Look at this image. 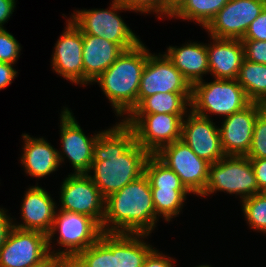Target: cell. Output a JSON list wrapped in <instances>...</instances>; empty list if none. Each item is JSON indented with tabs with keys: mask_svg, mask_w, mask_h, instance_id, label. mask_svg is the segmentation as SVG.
Instances as JSON below:
<instances>
[{
	"mask_svg": "<svg viewBox=\"0 0 266 267\" xmlns=\"http://www.w3.org/2000/svg\"><path fill=\"white\" fill-rule=\"evenodd\" d=\"M149 156L135 141L133 129L121 120L99 134L88 176L107 198L144 174Z\"/></svg>",
	"mask_w": 266,
	"mask_h": 267,
	"instance_id": "cell-1",
	"label": "cell"
},
{
	"mask_svg": "<svg viewBox=\"0 0 266 267\" xmlns=\"http://www.w3.org/2000/svg\"><path fill=\"white\" fill-rule=\"evenodd\" d=\"M159 217L148 177L142 174L105 198L103 233L151 234Z\"/></svg>",
	"mask_w": 266,
	"mask_h": 267,
	"instance_id": "cell-2",
	"label": "cell"
},
{
	"mask_svg": "<svg viewBox=\"0 0 266 267\" xmlns=\"http://www.w3.org/2000/svg\"><path fill=\"white\" fill-rule=\"evenodd\" d=\"M151 54L142 41L124 50L116 61L93 83L101 87L117 117L124 120L138 105L140 80L148 56ZM127 114V115H126Z\"/></svg>",
	"mask_w": 266,
	"mask_h": 267,
	"instance_id": "cell-3",
	"label": "cell"
},
{
	"mask_svg": "<svg viewBox=\"0 0 266 267\" xmlns=\"http://www.w3.org/2000/svg\"><path fill=\"white\" fill-rule=\"evenodd\" d=\"M149 234L102 233L91 246L80 252L69 267H142L153 249L145 242Z\"/></svg>",
	"mask_w": 266,
	"mask_h": 267,
	"instance_id": "cell-4",
	"label": "cell"
},
{
	"mask_svg": "<svg viewBox=\"0 0 266 267\" xmlns=\"http://www.w3.org/2000/svg\"><path fill=\"white\" fill-rule=\"evenodd\" d=\"M56 233L58 234L57 244L59 247L61 245V249L57 251L52 250L51 244ZM102 233L101 226L88 215L58 208L52 228L47 235L49 252L64 258L69 263L80 252L93 245Z\"/></svg>",
	"mask_w": 266,
	"mask_h": 267,
	"instance_id": "cell-5",
	"label": "cell"
},
{
	"mask_svg": "<svg viewBox=\"0 0 266 267\" xmlns=\"http://www.w3.org/2000/svg\"><path fill=\"white\" fill-rule=\"evenodd\" d=\"M250 103L236 79L202 80L192 85L190 109L204 118L210 119V113L227 117L243 110Z\"/></svg>",
	"mask_w": 266,
	"mask_h": 267,
	"instance_id": "cell-6",
	"label": "cell"
},
{
	"mask_svg": "<svg viewBox=\"0 0 266 267\" xmlns=\"http://www.w3.org/2000/svg\"><path fill=\"white\" fill-rule=\"evenodd\" d=\"M109 9L76 10L69 17L82 34L100 36L117 43L123 50L138 45L141 40L119 16V11H129L122 3L112 0Z\"/></svg>",
	"mask_w": 266,
	"mask_h": 267,
	"instance_id": "cell-7",
	"label": "cell"
},
{
	"mask_svg": "<svg viewBox=\"0 0 266 267\" xmlns=\"http://www.w3.org/2000/svg\"><path fill=\"white\" fill-rule=\"evenodd\" d=\"M217 191L235 194L241 201L261 193L256 182L251 161L246 156H225L210 164L207 186L201 197Z\"/></svg>",
	"mask_w": 266,
	"mask_h": 267,
	"instance_id": "cell-8",
	"label": "cell"
},
{
	"mask_svg": "<svg viewBox=\"0 0 266 267\" xmlns=\"http://www.w3.org/2000/svg\"><path fill=\"white\" fill-rule=\"evenodd\" d=\"M187 114H129L123 120L135 133V141L150 155L181 140L182 119Z\"/></svg>",
	"mask_w": 266,
	"mask_h": 267,
	"instance_id": "cell-9",
	"label": "cell"
},
{
	"mask_svg": "<svg viewBox=\"0 0 266 267\" xmlns=\"http://www.w3.org/2000/svg\"><path fill=\"white\" fill-rule=\"evenodd\" d=\"M154 155L179 176L190 193L200 196L204 192L210 163L199 158L182 140L162 147Z\"/></svg>",
	"mask_w": 266,
	"mask_h": 267,
	"instance_id": "cell-10",
	"label": "cell"
},
{
	"mask_svg": "<svg viewBox=\"0 0 266 267\" xmlns=\"http://www.w3.org/2000/svg\"><path fill=\"white\" fill-rule=\"evenodd\" d=\"M61 150H58L60 165L67 158L74 168L73 174H88L93 162V146L100 131L86 136L73 116L72 110L63 107L60 114Z\"/></svg>",
	"mask_w": 266,
	"mask_h": 267,
	"instance_id": "cell-11",
	"label": "cell"
},
{
	"mask_svg": "<svg viewBox=\"0 0 266 267\" xmlns=\"http://www.w3.org/2000/svg\"><path fill=\"white\" fill-rule=\"evenodd\" d=\"M60 209L88 215L100 226L105 198L88 174H69L60 186Z\"/></svg>",
	"mask_w": 266,
	"mask_h": 267,
	"instance_id": "cell-12",
	"label": "cell"
},
{
	"mask_svg": "<svg viewBox=\"0 0 266 267\" xmlns=\"http://www.w3.org/2000/svg\"><path fill=\"white\" fill-rule=\"evenodd\" d=\"M265 6L266 0H229L204 29L209 37L241 40Z\"/></svg>",
	"mask_w": 266,
	"mask_h": 267,
	"instance_id": "cell-13",
	"label": "cell"
},
{
	"mask_svg": "<svg viewBox=\"0 0 266 267\" xmlns=\"http://www.w3.org/2000/svg\"><path fill=\"white\" fill-rule=\"evenodd\" d=\"M192 86L165 54H150L142 72L138 104L157 93H191Z\"/></svg>",
	"mask_w": 266,
	"mask_h": 267,
	"instance_id": "cell-14",
	"label": "cell"
},
{
	"mask_svg": "<svg viewBox=\"0 0 266 267\" xmlns=\"http://www.w3.org/2000/svg\"><path fill=\"white\" fill-rule=\"evenodd\" d=\"M49 253L45 233L13 227L0 249V267H30Z\"/></svg>",
	"mask_w": 266,
	"mask_h": 267,
	"instance_id": "cell-15",
	"label": "cell"
},
{
	"mask_svg": "<svg viewBox=\"0 0 266 267\" xmlns=\"http://www.w3.org/2000/svg\"><path fill=\"white\" fill-rule=\"evenodd\" d=\"M181 140L199 158L210 164L226 156L221 146L219 127L212 119L196 115L192 111L182 119Z\"/></svg>",
	"mask_w": 266,
	"mask_h": 267,
	"instance_id": "cell-16",
	"label": "cell"
},
{
	"mask_svg": "<svg viewBox=\"0 0 266 267\" xmlns=\"http://www.w3.org/2000/svg\"><path fill=\"white\" fill-rule=\"evenodd\" d=\"M66 26L54 45L51 60L53 72L76 85H83V36L67 18Z\"/></svg>",
	"mask_w": 266,
	"mask_h": 267,
	"instance_id": "cell-17",
	"label": "cell"
},
{
	"mask_svg": "<svg viewBox=\"0 0 266 267\" xmlns=\"http://www.w3.org/2000/svg\"><path fill=\"white\" fill-rule=\"evenodd\" d=\"M261 111V103L251 102L243 110L224 117L219 131L221 146L226 156H246L248 154L256 118Z\"/></svg>",
	"mask_w": 266,
	"mask_h": 267,
	"instance_id": "cell-18",
	"label": "cell"
},
{
	"mask_svg": "<svg viewBox=\"0 0 266 267\" xmlns=\"http://www.w3.org/2000/svg\"><path fill=\"white\" fill-rule=\"evenodd\" d=\"M31 186L23 196L21 205L22 223L13 222V227L21 230L40 231L48 235L52 228L58 206L51 194L41 186Z\"/></svg>",
	"mask_w": 266,
	"mask_h": 267,
	"instance_id": "cell-19",
	"label": "cell"
},
{
	"mask_svg": "<svg viewBox=\"0 0 266 267\" xmlns=\"http://www.w3.org/2000/svg\"><path fill=\"white\" fill-rule=\"evenodd\" d=\"M210 38L212 42L206 44L210 75L214 79H237L244 60L241 40Z\"/></svg>",
	"mask_w": 266,
	"mask_h": 267,
	"instance_id": "cell-20",
	"label": "cell"
},
{
	"mask_svg": "<svg viewBox=\"0 0 266 267\" xmlns=\"http://www.w3.org/2000/svg\"><path fill=\"white\" fill-rule=\"evenodd\" d=\"M83 36V85L92 84L124 51L117 43L100 36Z\"/></svg>",
	"mask_w": 266,
	"mask_h": 267,
	"instance_id": "cell-21",
	"label": "cell"
},
{
	"mask_svg": "<svg viewBox=\"0 0 266 267\" xmlns=\"http://www.w3.org/2000/svg\"><path fill=\"white\" fill-rule=\"evenodd\" d=\"M24 146L20 161L25 169V174L31 177L43 178L58 171L60 161L58 150L54 148L46 138H34L28 134H22Z\"/></svg>",
	"mask_w": 266,
	"mask_h": 267,
	"instance_id": "cell-22",
	"label": "cell"
},
{
	"mask_svg": "<svg viewBox=\"0 0 266 267\" xmlns=\"http://www.w3.org/2000/svg\"><path fill=\"white\" fill-rule=\"evenodd\" d=\"M166 57L192 86L209 73L206 44L190 41L182 46H169Z\"/></svg>",
	"mask_w": 266,
	"mask_h": 267,
	"instance_id": "cell-23",
	"label": "cell"
},
{
	"mask_svg": "<svg viewBox=\"0 0 266 267\" xmlns=\"http://www.w3.org/2000/svg\"><path fill=\"white\" fill-rule=\"evenodd\" d=\"M190 107L191 93H157L144 98L130 114H188Z\"/></svg>",
	"mask_w": 266,
	"mask_h": 267,
	"instance_id": "cell-24",
	"label": "cell"
},
{
	"mask_svg": "<svg viewBox=\"0 0 266 267\" xmlns=\"http://www.w3.org/2000/svg\"><path fill=\"white\" fill-rule=\"evenodd\" d=\"M251 102L266 100V64L244 59L236 79Z\"/></svg>",
	"mask_w": 266,
	"mask_h": 267,
	"instance_id": "cell-25",
	"label": "cell"
},
{
	"mask_svg": "<svg viewBox=\"0 0 266 267\" xmlns=\"http://www.w3.org/2000/svg\"><path fill=\"white\" fill-rule=\"evenodd\" d=\"M151 191L156 215L166 222L181 214L187 195L191 194L187 189L151 188Z\"/></svg>",
	"mask_w": 266,
	"mask_h": 267,
	"instance_id": "cell-26",
	"label": "cell"
},
{
	"mask_svg": "<svg viewBox=\"0 0 266 267\" xmlns=\"http://www.w3.org/2000/svg\"><path fill=\"white\" fill-rule=\"evenodd\" d=\"M229 0H187L171 17L192 20L205 28Z\"/></svg>",
	"mask_w": 266,
	"mask_h": 267,
	"instance_id": "cell-27",
	"label": "cell"
},
{
	"mask_svg": "<svg viewBox=\"0 0 266 267\" xmlns=\"http://www.w3.org/2000/svg\"><path fill=\"white\" fill-rule=\"evenodd\" d=\"M144 173L148 177L150 188L186 189L179 176L155 155L147 158Z\"/></svg>",
	"mask_w": 266,
	"mask_h": 267,
	"instance_id": "cell-28",
	"label": "cell"
},
{
	"mask_svg": "<svg viewBox=\"0 0 266 267\" xmlns=\"http://www.w3.org/2000/svg\"><path fill=\"white\" fill-rule=\"evenodd\" d=\"M240 202L249 227L266 234V192L255 194Z\"/></svg>",
	"mask_w": 266,
	"mask_h": 267,
	"instance_id": "cell-29",
	"label": "cell"
},
{
	"mask_svg": "<svg viewBox=\"0 0 266 267\" xmlns=\"http://www.w3.org/2000/svg\"><path fill=\"white\" fill-rule=\"evenodd\" d=\"M246 157L266 158V113L263 110L256 118L251 147Z\"/></svg>",
	"mask_w": 266,
	"mask_h": 267,
	"instance_id": "cell-30",
	"label": "cell"
},
{
	"mask_svg": "<svg viewBox=\"0 0 266 267\" xmlns=\"http://www.w3.org/2000/svg\"><path fill=\"white\" fill-rule=\"evenodd\" d=\"M21 45L5 28H0V62L14 65L20 57Z\"/></svg>",
	"mask_w": 266,
	"mask_h": 267,
	"instance_id": "cell-31",
	"label": "cell"
},
{
	"mask_svg": "<svg viewBox=\"0 0 266 267\" xmlns=\"http://www.w3.org/2000/svg\"><path fill=\"white\" fill-rule=\"evenodd\" d=\"M244 50V59L251 62L266 64V41L241 40Z\"/></svg>",
	"mask_w": 266,
	"mask_h": 267,
	"instance_id": "cell-32",
	"label": "cell"
},
{
	"mask_svg": "<svg viewBox=\"0 0 266 267\" xmlns=\"http://www.w3.org/2000/svg\"><path fill=\"white\" fill-rule=\"evenodd\" d=\"M130 11L151 13L154 12L160 20L162 18V0H117ZM160 15V16H159Z\"/></svg>",
	"mask_w": 266,
	"mask_h": 267,
	"instance_id": "cell-33",
	"label": "cell"
},
{
	"mask_svg": "<svg viewBox=\"0 0 266 267\" xmlns=\"http://www.w3.org/2000/svg\"><path fill=\"white\" fill-rule=\"evenodd\" d=\"M241 40L266 41V6L248 26V29Z\"/></svg>",
	"mask_w": 266,
	"mask_h": 267,
	"instance_id": "cell-34",
	"label": "cell"
},
{
	"mask_svg": "<svg viewBox=\"0 0 266 267\" xmlns=\"http://www.w3.org/2000/svg\"><path fill=\"white\" fill-rule=\"evenodd\" d=\"M175 259L165 256L159 250L153 248L149 254L146 256L142 267H174Z\"/></svg>",
	"mask_w": 266,
	"mask_h": 267,
	"instance_id": "cell-35",
	"label": "cell"
},
{
	"mask_svg": "<svg viewBox=\"0 0 266 267\" xmlns=\"http://www.w3.org/2000/svg\"><path fill=\"white\" fill-rule=\"evenodd\" d=\"M260 192H266V158L250 159Z\"/></svg>",
	"mask_w": 266,
	"mask_h": 267,
	"instance_id": "cell-36",
	"label": "cell"
},
{
	"mask_svg": "<svg viewBox=\"0 0 266 267\" xmlns=\"http://www.w3.org/2000/svg\"><path fill=\"white\" fill-rule=\"evenodd\" d=\"M8 210L0 207V249L6 242V239L13 228V219L6 214Z\"/></svg>",
	"mask_w": 266,
	"mask_h": 267,
	"instance_id": "cell-37",
	"label": "cell"
},
{
	"mask_svg": "<svg viewBox=\"0 0 266 267\" xmlns=\"http://www.w3.org/2000/svg\"><path fill=\"white\" fill-rule=\"evenodd\" d=\"M14 65L0 62V90L5 89L17 77L18 72L13 68Z\"/></svg>",
	"mask_w": 266,
	"mask_h": 267,
	"instance_id": "cell-38",
	"label": "cell"
},
{
	"mask_svg": "<svg viewBox=\"0 0 266 267\" xmlns=\"http://www.w3.org/2000/svg\"><path fill=\"white\" fill-rule=\"evenodd\" d=\"M30 267H69V263L64 258L54 253H49L38 263H35Z\"/></svg>",
	"mask_w": 266,
	"mask_h": 267,
	"instance_id": "cell-39",
	"label": "cell"
},
{
	"mask_svg": "<svg viewBox=\"0 0 266 267\" xmlns=\"http://www.w3.org/2000/svg\"><path fill=\"white\" fill-rule=\"evenodd\" d=\"M15 7V0H0V28H4V23L10 19Z\"/></svg>",
	"mask_w": 266,
	"mask_h": 267,
	"instance_id": "cell-40",
	"label": "cell"
},
{
	"mask_svg": "<svg viewBox=\"0 0 266 267\" xmlns=\"http://www.w3.org/2000/svg\"><path fill=\"white\" fill-rule=\"evenodd\" d=\"M187 0H162V19L171 18Z\"/></svg>",
	"mask_w": 266,
	"mask_h": 267,
	"instance_id": "cell-41",
	"label": "cell"
},
{
	"mask_svg": "<svg viewBox=\"0 0 266 267\" xmlns=\"http://www.w3.org/2000/svg\"><path fill=\"white\" fill-rule=\"evenodd\" d=\"M261 106H262V110L266 113V100L261 103Z\"/></svg>",
	"mask_w": 266,
	"mask_h": 267,
	"instance_id": "cell-42",
	"label": "cell"
},
{
	"mask_svg": "<svg viewBox=\"0 0 266 267\" xmlns=\"http://www.w3.org/2000/svg\"><path fill=\"white\" fill-rule=\"evenodd\" d=\"M195 267H211V265H205V264H202V265H198V266H195Z\"/></svg>",
	"mask_w": 266,
	"mask_h": 267,
	"instance_id": "cell-43",
	"label": "cell"
}]
</instances>
